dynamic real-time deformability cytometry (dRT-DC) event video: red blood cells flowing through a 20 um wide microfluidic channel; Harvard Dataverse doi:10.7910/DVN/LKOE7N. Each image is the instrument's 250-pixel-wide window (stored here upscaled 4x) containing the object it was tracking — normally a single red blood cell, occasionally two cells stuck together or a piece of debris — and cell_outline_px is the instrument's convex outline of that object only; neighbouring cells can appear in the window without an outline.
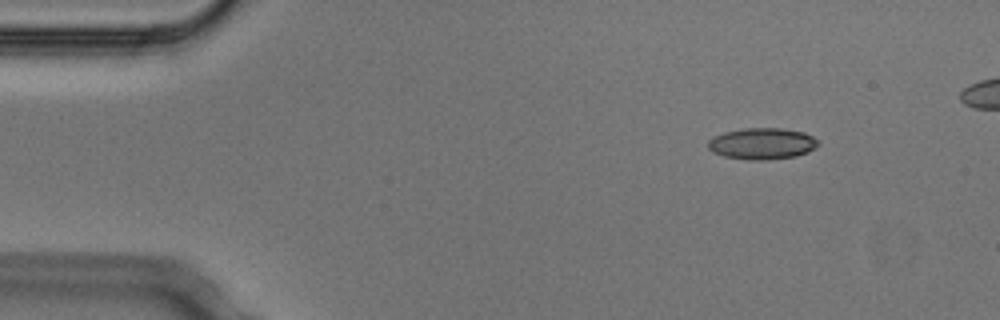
{"species": "Egyptian fruit bat (a non-hibernating species)", "species_latin": "Rousettus aegyptiacus", "temperature_condition": "cold", "stored_images_in_passage": 7, "camera_frame_rate_fps": 3000, "um_per_image_px": 0.085, "animal": {"sex": "male"}, "frame": {"image": 1, "passage_image": 1, "time_ms": 0.0, "image_size_px": [1000, 320], "cell_outline_px": [[820, 144], [808, 152], [796, 156], [768, 160], [748, 160], [724, 156], [712, 152], [708, 148], [708, 140], [712, 136], [724, 132], [744, 128], [780, 128], [804, 132], [820, 140]], "centroid_in_image_um": [64.78, 12.21], "position_along_channel_um": 20.2, "area_um2": 20.4}}
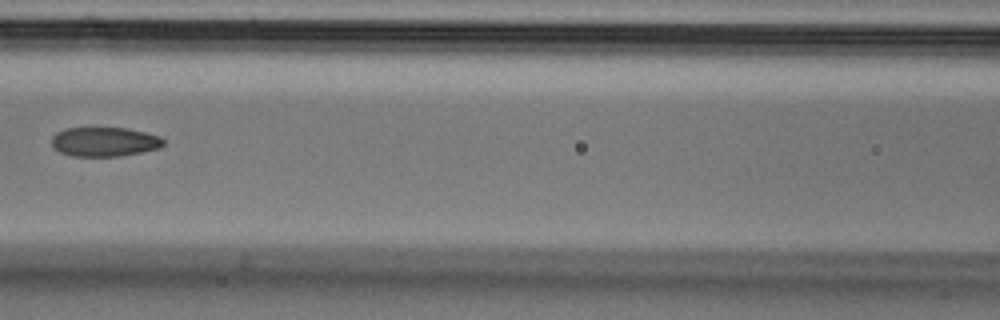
{"frame": {"image": 2, "passage_image": 6, "time_ms": 1.667, "image_size_px": [1000, 320], "cell_outline_px": [[164, 144], [160, 148], [120, 156], [72, 156], [60, 152], [52, 148], [52, 136], [56, 132], [64, 128], [128, 128], [160, 136], [164, 140]], "centroid_in_image_um": [8.86, 12.05], "position_along_channel_um": 157.7, "area_um2": 19.19}}
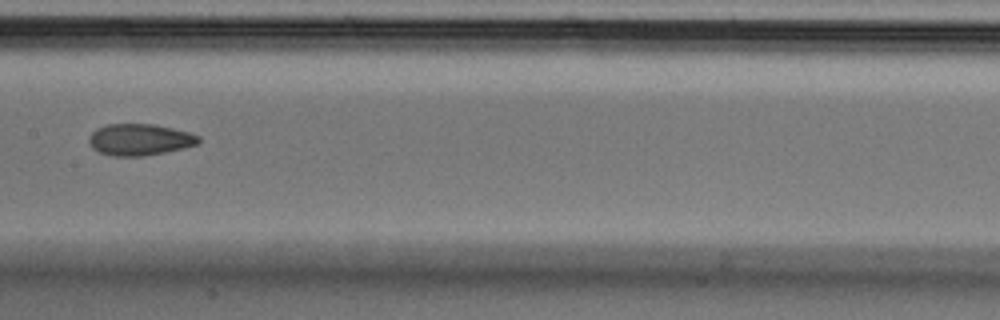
{"frame": {"image": 3, "passage_image": 7, "time_ms": 2.0, "image_size_px": [1000, 320], "cell_outline_px": [[200, 140], [196, 144], [184, 148], [144, 156], [112, 156], [100, 152], [92, 148], [88, 144], [88, 140], [92, 132], [96, 128], [108, 124], [156, 124], [188, 132], [200, 136]], "centroid_in_image_um": [11.85, 11.86], "position_along_channel_um": 195.6, "area_um2": 20.17}}